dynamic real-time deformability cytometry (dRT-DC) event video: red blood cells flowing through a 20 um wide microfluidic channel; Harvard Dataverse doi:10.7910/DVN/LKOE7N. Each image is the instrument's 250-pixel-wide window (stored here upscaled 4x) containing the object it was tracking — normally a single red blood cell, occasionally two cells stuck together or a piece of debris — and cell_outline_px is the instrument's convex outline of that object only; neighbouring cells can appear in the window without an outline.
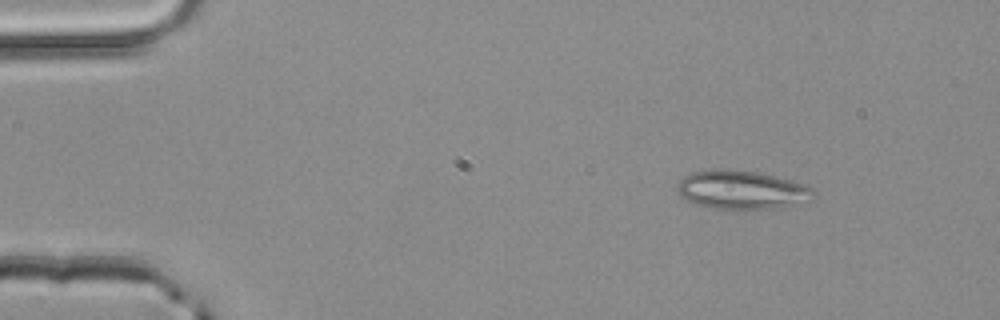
{"species": "common noctule bat (a hibernating species)", "species_latin": "Nyctalus noctula", "temperature_condition": "room temperature", "stored_images_in_passage": 2, "camera_frame_rate_fps": 3000, "um_per_image_px": 0.085, "animal": {"sex": "male", "body_mass_g": 20.4}, "frame": {"image": 1, "passage_image": 1, "time_ms": 0.0, "image_size_px": [1000, 320], "cell_outline_px": [[812, 192], [792, 204], [780, 208], [712, 208], [696, 204], [680, 196], [676, 188], [680, 180], [684, 176], [692, 172], [716, 168], [728, 168], [756, 172], [792, 180], [808, 184], [812, 188]], "centroid_in_image_um": [62.92, 16.1], "position_along_channel_um": 22.1, "area_um2": 30.0}}